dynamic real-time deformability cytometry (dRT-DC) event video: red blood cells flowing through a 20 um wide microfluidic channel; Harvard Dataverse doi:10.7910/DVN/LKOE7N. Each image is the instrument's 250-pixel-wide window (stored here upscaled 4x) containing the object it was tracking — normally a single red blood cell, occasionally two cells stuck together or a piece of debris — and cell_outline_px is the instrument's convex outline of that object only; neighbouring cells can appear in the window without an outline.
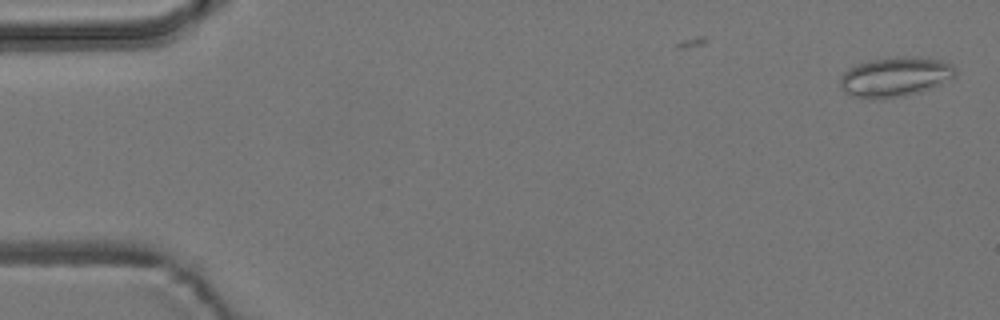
{"species": "common noctule bat (a hibernating species)", "species_latin": "Nyctalus noctula", "temperature_condition": "room temperature", "stored_images_in_passage": 15, "camera_frame_rate_fps": 3000, "um_per_image_px": 0.085, "animal": {"sex": "male", "body_mass_g": 19.2, "forearm_length_mm": 51.8}, "frame": {"image": 1, "passage_image": 1, "time_ms": 0.0, "image_size_px": [1000, 320], "cell_outline_px": [[956, 76], [940, 84], [920, 92], [900, 96], [852, 96], [844, 92], [840, 88], [840, 76], [848, 68], [856, 64], [868, 60], [896, 56], [920, 56], [940, 60], [952, 64], [956, 68]], "centroid_in_image_um": [76.11, 6.47], "position_along_channel_um": 8.9, "area_um2": 26.41}}